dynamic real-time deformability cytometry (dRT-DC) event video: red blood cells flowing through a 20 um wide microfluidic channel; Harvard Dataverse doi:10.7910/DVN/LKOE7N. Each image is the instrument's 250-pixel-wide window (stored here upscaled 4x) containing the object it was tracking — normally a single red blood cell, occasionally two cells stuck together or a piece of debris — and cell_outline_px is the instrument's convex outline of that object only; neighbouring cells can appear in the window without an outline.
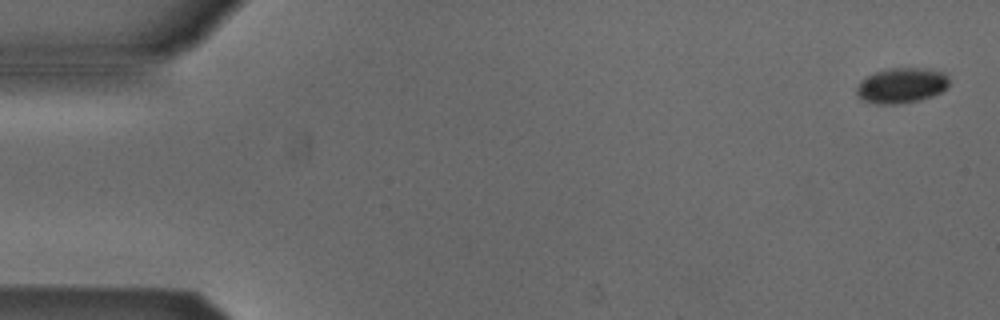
{"species": "Egyptian fruit bat (a non-hibernating species)", "species_latin": "Rousettus aegyptiacus", "temperature_condition": "cold", "stored_images_in_passage": 9, "camera_frame_rate_fps": 3000, "um_per_image_px": 0.085, "animal": {"sex": "male"}, "frame": {"image": 1, "passage_image": 2, "time_ms": 0.333, "image_size_px": [1000, 320], "cell_outline_px": [[948, 88], [932, 96], [920, 100], [892, 104], [876, 104], [864, 100], [856, 92], [856, 88], [860, 80], [876, 72], [888, 68], [928, 68], [944, 72], [948, 76]], "centroid_in_image_um": [76.65, 7.25], "position_along_channel_um": 8.3, "area_um2": 19.02}}